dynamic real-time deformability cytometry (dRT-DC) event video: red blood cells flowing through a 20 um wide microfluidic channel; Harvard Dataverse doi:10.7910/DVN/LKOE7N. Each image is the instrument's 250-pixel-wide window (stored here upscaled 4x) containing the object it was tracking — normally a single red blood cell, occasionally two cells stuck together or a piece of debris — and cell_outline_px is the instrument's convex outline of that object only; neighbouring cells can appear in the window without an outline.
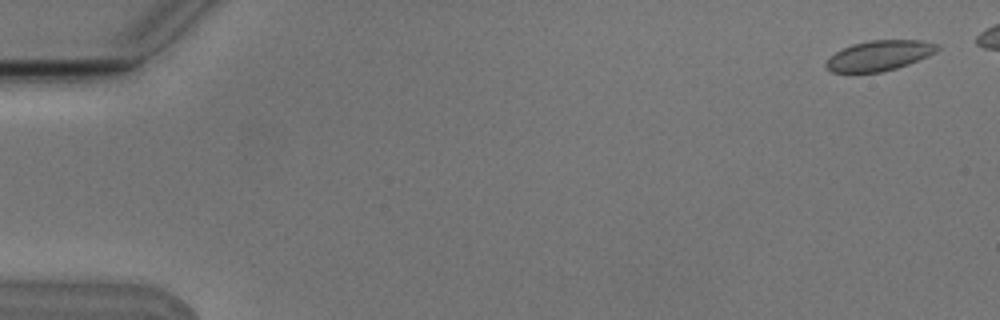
{"species": "Egyptian fruit bat (a non-hibernating species)", "species_latin": "Rousettus aegyptiacus", "temperature_condition": "cold", "stored_images_in_passage": 7, "camera_frame_rate_fps": 3000, "um_per_image_px": 0.085, "animal": {"sex": "male"}, "frame": {"image": 1, "passage_image": 1, "time_ms": 0.0, "image_size_px": [1000, 320], "cell_outline_px": [[940, 48], [936, 52], [928, 56], [908, 64], [896, 68], [880, 72], [832, 72], [824, 64], [828, 56], [852, 44], [872, 40], [920, 40], [940, 44]], "centroid_in_image_um": [74.75, 4.71], "position_along_channel_um": 10.3, "area_um2": 19.54}}
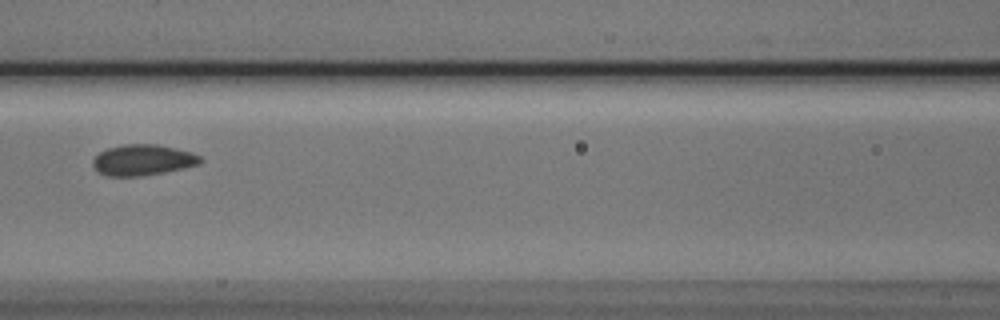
{"frame": {"image": 2, "passage_image": 7, "time_ms": 2.0, "image_size_px": [1000, 320], "cell_outline_px": [[204, 160], [200, 164], [184, 168], [144, 176], [108, 176], [100, 172], [92, 164], [92, 160], [100, 152], [108, 148], [124, 144], [156, 144], [192, 152], [200, 156]], "centroid_in_image_um": [12.17, 13.6], "position_along_channel_um": 154.4, "area_um2": 19.31}}